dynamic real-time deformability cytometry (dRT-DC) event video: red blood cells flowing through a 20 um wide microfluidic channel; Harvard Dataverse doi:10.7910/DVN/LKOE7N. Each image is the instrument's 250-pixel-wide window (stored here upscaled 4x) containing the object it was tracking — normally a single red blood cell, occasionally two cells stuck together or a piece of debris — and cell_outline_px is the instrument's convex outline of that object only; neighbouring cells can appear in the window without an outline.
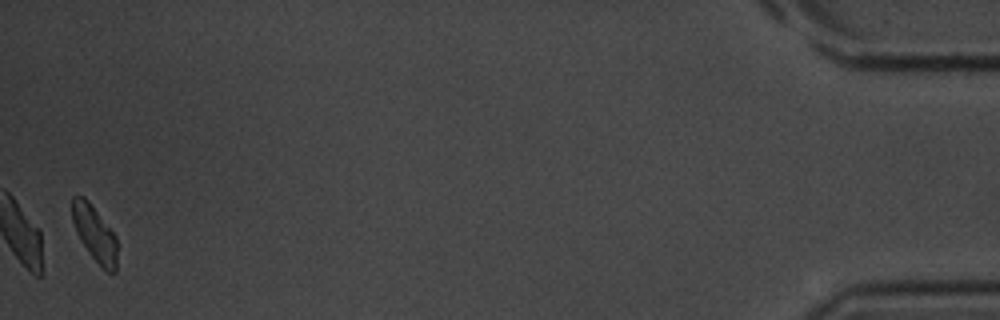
{"species": "common noctule bat (a hibernating species)", "species_latin": "Nyctalus noctula", "temperature_condition": "room temperature", "stored_images_in_passage": 33, "camera_frame_rate_fps": 3000, "um_per_image_px": 0.085, "animal": {"sex": "male", "body_mass_g": 20.1, "forearm_length_mm": 53.5}, "frame": {"image": 1, "passage_image": 33, "time_ms": 10.667, "image_size_px": [1000, 320], "cell_outline_px": [[116, 272], [108, 272], [88, 252], [80, 240], [76, 232], [72, 220], [72, 196], [84, 196], [88, 200], [116, 236]], "centroid_in_image_um": [8.02, 19.82], "position_along_channel_um": 427.2, "area_um2": 14.33}}